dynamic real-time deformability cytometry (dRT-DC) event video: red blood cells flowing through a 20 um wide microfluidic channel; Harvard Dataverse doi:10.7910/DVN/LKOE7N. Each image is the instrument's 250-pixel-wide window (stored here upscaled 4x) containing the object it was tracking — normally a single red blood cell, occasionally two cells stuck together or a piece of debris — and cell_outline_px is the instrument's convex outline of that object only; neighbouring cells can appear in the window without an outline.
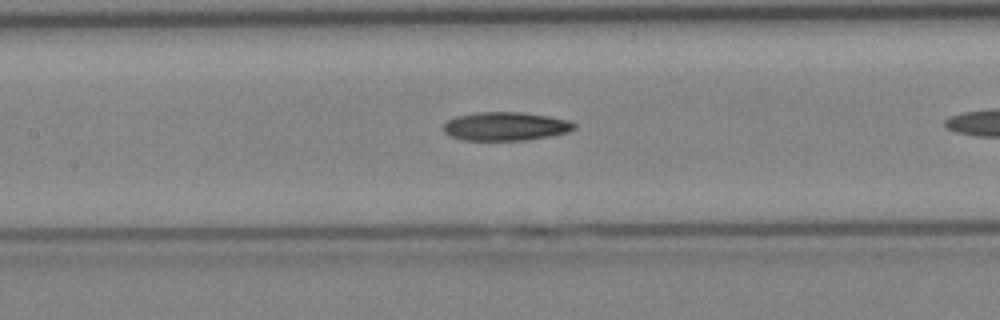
{"species": "Egyptian fruit bat (a non-hibernating species)", "species_latin": "Rousettus aegyptiacus", "temperature_condition": "cold", "stored_images_in_passage": 10, "camera_frame_rate_fps": 3000, "um_per_image_px": 0.085, "animal": {"sex": "female"}, "frame": {"image": 1, "passage_image": 9, "time_ms": 2.667, "image_size_px": [1000, 320], "cell_outline_px": [[576, 128], [568, 132], [548, 136], [524, 140], [464, 140], [452, 136], [444, 132], [444, 124], [448, 120], [456, 116], [476, 112], [520, 112], [548, 116], [568, 120], [576, 124]], "centroid_in_image_um": [42.97, 10.73], "position_along_channel_um": 164.4, "area_um2": 21.62}}